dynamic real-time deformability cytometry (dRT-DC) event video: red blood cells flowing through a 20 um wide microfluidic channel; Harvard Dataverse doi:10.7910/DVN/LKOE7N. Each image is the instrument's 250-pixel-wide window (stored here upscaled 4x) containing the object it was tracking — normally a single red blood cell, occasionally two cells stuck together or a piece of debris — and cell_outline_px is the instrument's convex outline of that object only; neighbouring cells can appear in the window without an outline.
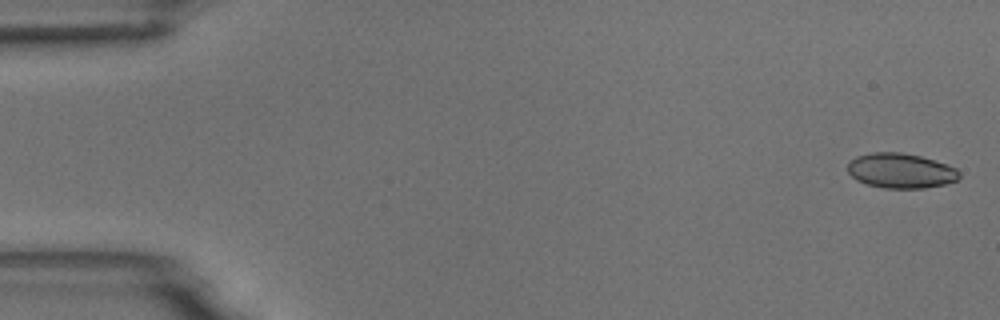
{"species": "common noctule bat (a hibernating species)", "species_latin": "Nyctalus noctula", "temperature_condition": "room temperature", "stored_images_in_passage": 7, "camera_frame_rate_fps": 3000, "um_per_image_px": 0.085, "animal": {"sex": "male", "body_mass_g": 18.8}, "frame": {"image": 1, "passage_image": 1, "time_ms": 0.0, "image_size_px": [1000, 320], "cell_outline_px": [[960, 176], [956, 180], [944, 184], [924, 188], [884, 188], [868, 184], [856, 180], [848, 172], [848, 164], [856, 156], [872, 152], [900, 152], [920, 156], [956, 168], [960, 172]], "centroid_in_image_um": [76.54, 14.51], "position_along_channel_um": 8.5, "area_um2": 22.48}}
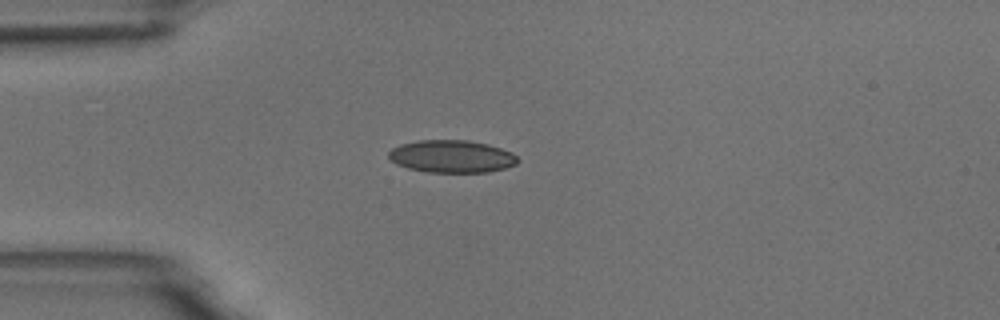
{"frame": {"image": 2, "passage_image": 4, "time_ms": 4.333, "image_size_px": [1000, 320], "cell_outline_px": [[520, 160], [516, 164], [504, 168], [488, 172], [428, 172], [408, 168], [396, 164], [388, 156], [388, 152], [392, 148], [400, 144], [420, 140], [468, 140], [488, 144], [512, 152]], "centroid_in_image_um": [38.4, 13.29], "position_along_channel_um": 46.6, "area_um2": 24.45}}